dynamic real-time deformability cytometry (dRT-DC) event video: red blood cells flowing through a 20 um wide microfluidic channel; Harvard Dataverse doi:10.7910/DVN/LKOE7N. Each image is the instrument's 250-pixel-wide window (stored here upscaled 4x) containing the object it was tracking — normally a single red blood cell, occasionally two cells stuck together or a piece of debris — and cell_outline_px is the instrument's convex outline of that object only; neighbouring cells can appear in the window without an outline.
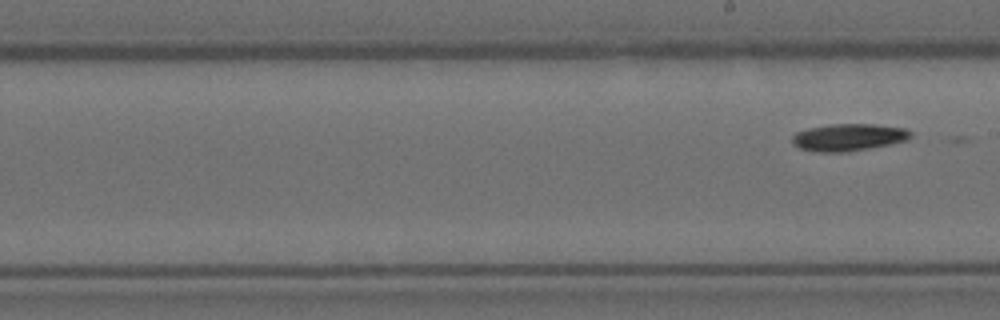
{"species": "Egyptian fruit bat (a non-hibernating species)", "species_latin": "Rousettus aegyptiacus", "temperature_condition": "room temperature", "stored_images_in_passage": 9, "segment_of_instrument_passage": [2, 2], "camera_frame_rate_fps": 3000, "um_per_image_px": 0.085, "animal": {"sex": "female"}, "frame": {"image": 1, "passage_image": 9, "time_ms": 2.667, "image_size_px": [1000, 320], "cell_outline_px": [[912, 136], [908, 140], [848, 152], [816, 152], [800, 148], [792, 144], [792, 136], [796, 132], [808, 128], [828, 124], [876, 124], [904, 128], [912, 132]], "centroid_in_image_um": [72.11, 11.66], "position_along_channel_um": 216.9, "area_um2": 18.84}}